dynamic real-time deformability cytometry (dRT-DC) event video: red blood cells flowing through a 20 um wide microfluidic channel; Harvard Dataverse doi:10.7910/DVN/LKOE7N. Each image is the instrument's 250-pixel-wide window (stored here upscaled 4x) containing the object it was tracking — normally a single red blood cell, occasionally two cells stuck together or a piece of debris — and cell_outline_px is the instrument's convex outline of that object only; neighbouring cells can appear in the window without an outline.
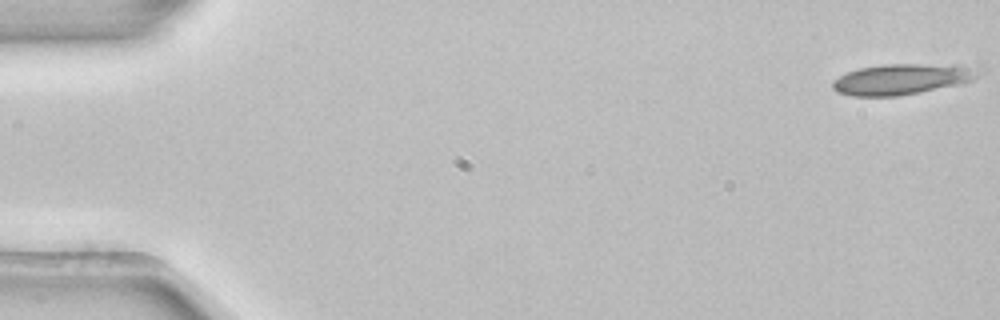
{"species": "common noctule bat (a hibernating species)", "species_latin": "Nyctalus noctula", "temperature_condition": "room temperature", "stored_images_in_passage": 19, "camera_frame_rate_fps": 3000, "um_per_image_px": 0.085, "animal": {"sex": "female", "body_mass_g": 22.7, "forearm_length_mm": 54.2}, "frame": {"image": 1, "passage_image": 1, "time_ms": 0.0, "image_size_px": [1000, 320], "cell_outline_px": [[984, 68], [972, 80], [920, 92], [896, 96], [852, 96], [836, 92], [832, 88], [832, 80], [848, 72], [860, 68], [884, 64], [980, 60], [984, 64]], "centroid_in_image_um": [76.96, 6.62], "position_along_channel_um": 8.0, "area_um2": 27.92}}
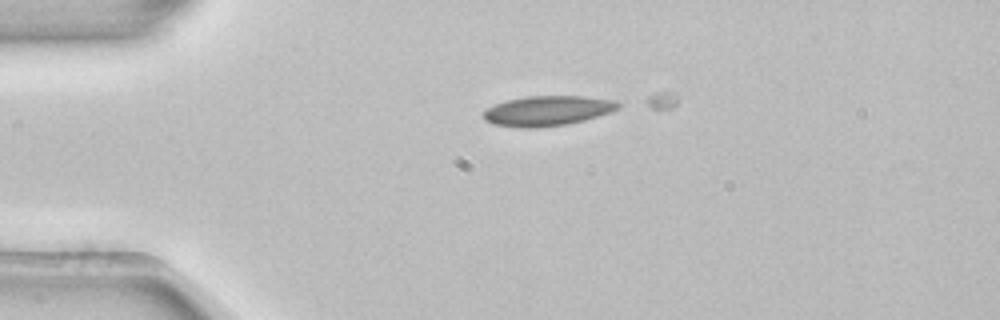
{"frame": {"image": 2, "passage_image": 12, "time_ms": 3.667, "image_size_px": [1000, 320], "cell_outline_px": [[620, 108], [612, 112], [584, 120], [564, 124], [532, 128], [528, 128], [492, 124], [484, 120], [484, 112], [488, 108], [496, 104], [508, 100], [528, 96], [584, 96], [612, 100], [620, 104]], "centroid_in_image_um": [46.56, 9.41], "position_along_channel_um": 38.4, "area_um2": 23.24}}